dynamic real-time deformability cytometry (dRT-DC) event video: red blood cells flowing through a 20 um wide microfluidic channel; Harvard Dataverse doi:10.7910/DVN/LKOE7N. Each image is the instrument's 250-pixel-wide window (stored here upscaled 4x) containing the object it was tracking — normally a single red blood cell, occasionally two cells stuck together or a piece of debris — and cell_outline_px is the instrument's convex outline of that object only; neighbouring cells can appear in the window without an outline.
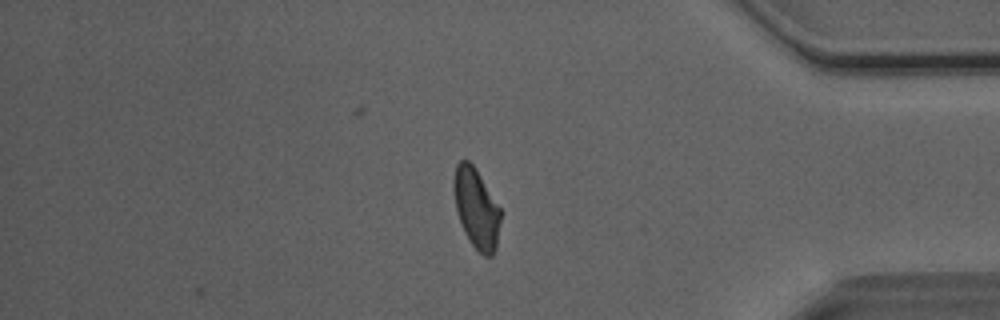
{"species": "Egyptian fruit bat (a non-hibernating species)", "species_latin": "Rousettus aegyptiacus", "temperature_condition": "room temperature", "stored_images_in_passage": 33, "camera_frame_rate_fps": 3000, "um_per_image_px": 0.085, "animal": {"sex": "male"}, "frame": {"image": 1, "passage_image": 33, "time_ms": 10.667, "image_size_px": [1000, 320], "cell_outline_px": [[500, 220], [496, 248], [492, 256], [484, 256], [472, 244], [464, 232], [456, 212], [452, 184], [452, 180], [456, 164], [460, 160], [468, 160], [472, 164], [480, 176], [500, 208]], "centroid_in_image_um": [40.45, 17.7], "position_along_channel_um": 394.7, "area_um2": 21.68}, "authors_computed_cell_mechanics": {"area_um2": 22.542, "velocity_mm_per_s": 4.0631, "shape_relaxation_time_tau1_ms": 5.3897, "shape_relaxation_time_tau2_ms": 1.8331, "deformation_change_tau1": 0.1658, "deformation_change_tau2": 0.0902}}